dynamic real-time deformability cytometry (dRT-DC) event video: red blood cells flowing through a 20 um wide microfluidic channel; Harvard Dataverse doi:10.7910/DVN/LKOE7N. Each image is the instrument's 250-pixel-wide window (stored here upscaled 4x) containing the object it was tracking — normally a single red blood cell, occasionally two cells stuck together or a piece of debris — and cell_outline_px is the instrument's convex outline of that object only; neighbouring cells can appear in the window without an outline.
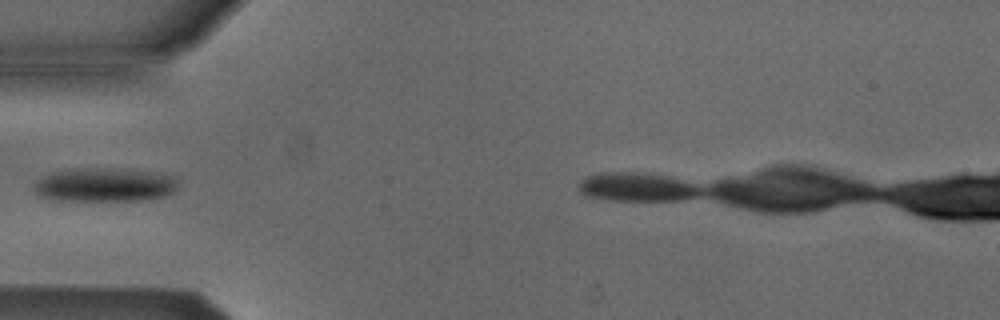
{"species": "Egyptian fruit bat (a non-hibernating species)", "species_latin": "Rousettus aegyptiacus", "temperature_condition": "cold", "stored_images_in_passage": 5, "camera_frame_rate_fps": 3000, "um_per_image_px": 0.085, "animal": {"sex": "male"}, "frame": {"image": 1, "passage_image": 4, "time_ms": 1.0, "image_size_px": [1000, 320], "cell_outline_px": [[176, 188], [172, 192], [164, 196], [140, 200], [56, 200], [40, 196], [32, 188], [36, 180], [52, 172], [72, 168], [104, 168], [172, 176], [176, 180]], "centroid_in_image_um": [8.77, 15.72], "position_along_channel_um": 76.2, "area_um2": 27.69}}